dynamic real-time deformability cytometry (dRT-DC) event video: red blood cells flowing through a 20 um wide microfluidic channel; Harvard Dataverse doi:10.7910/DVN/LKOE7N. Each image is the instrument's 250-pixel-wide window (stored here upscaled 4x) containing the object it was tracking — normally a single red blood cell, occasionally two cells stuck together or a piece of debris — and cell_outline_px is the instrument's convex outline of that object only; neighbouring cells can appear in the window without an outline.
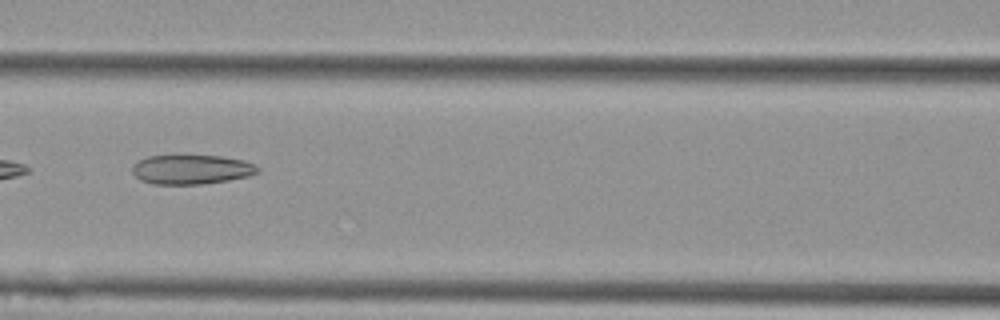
{"species": "Egyptian fruit bat (a non-hibernating species)", "species_latin": "Rousettus aegyptiacus", "temperature_condition": "cold", "stored_images_in_passage": 10, "camera_frame_rate_fps": 3000, "um_per_image_px": 0.085, "animal": {"sex": "female"}, "frame": {"image": 1, "passage_image": 6, "time_ms": 1.667, "image_size_px": [1000, 320], "cell_outline_px": [[260, 172], [248, 176], [228, 180], [200, 184], [152, 184], [140, 180], [132, 172], [132, 164], [148, 156], [176, 152], [220, 156], [244, 160], [256, 164], [260, 168]], "centroid_in_image_um": [16.25, 14.35], "position_along_channel_um": 150.3, "area_um2": 22.54}}
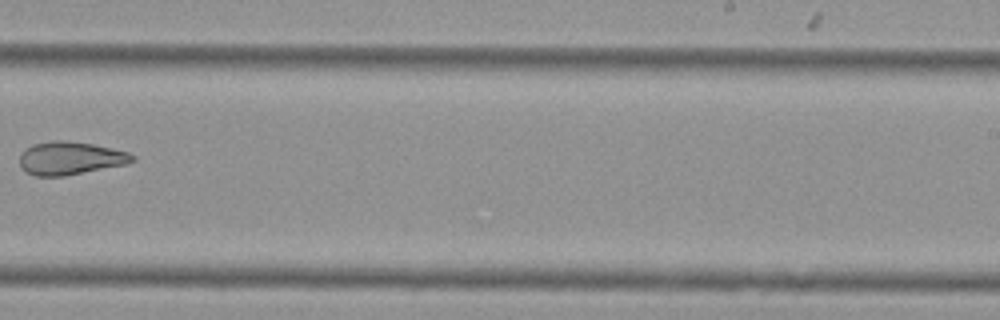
{"frame": {"image": 2, "passage_image": 9, "time_ms": 2.667, "image_size_px": [1000, 320], "cell_outline_px": [[136, 160], [124, 164], [64, 176], [36, 176], [20, 168], [20, 152], [24, 148], [32, 144], [52, 140], [64, 140], [92, 144], [128, 152], [136, 156]], "centroid_in_image_um": [5.92, 13.43], "position_along_channel_um": 283.1, "area_um2": 21.68}}
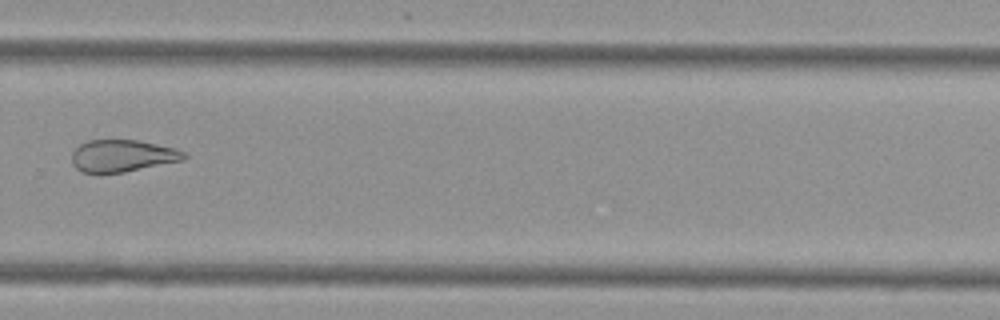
{"frame": {"image": 3, "passage_image": 10, "time_ms": 3.0, "image_size_px": [1000, 320], "cell_outline_px": [[188, 156], [184, 160], [124, 172], [80, 172], [72, 164], [72, 152], [80, 144], [88, 140], [136, 140], [176, 148], [184, 152]], "centroid_in_image_um": [10.41, 13.24], "position_along_channel_um": 319.4, "area_um2": 20.87}}